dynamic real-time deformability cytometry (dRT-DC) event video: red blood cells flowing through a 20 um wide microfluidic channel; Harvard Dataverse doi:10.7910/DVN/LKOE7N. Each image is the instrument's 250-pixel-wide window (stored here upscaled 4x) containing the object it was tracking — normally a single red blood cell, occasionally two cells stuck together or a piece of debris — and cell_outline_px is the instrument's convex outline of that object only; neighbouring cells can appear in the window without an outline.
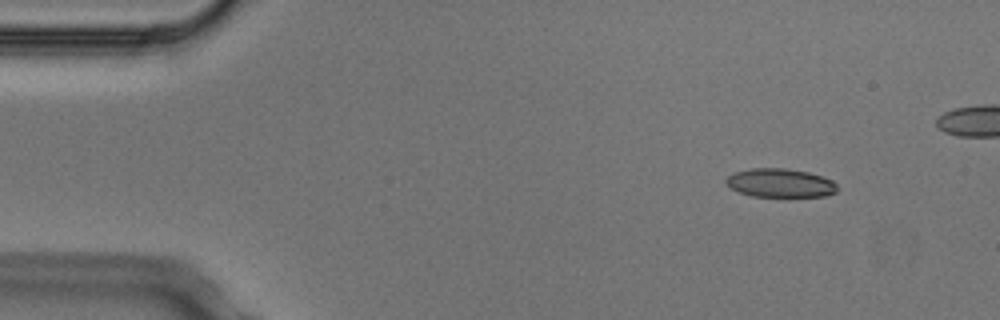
{"species": "Egyptian fruit bat (a non-hibernating species)", "species_latin": "Rousettus aegyptiacus", "temperature_condition": "cold", "stored_images_in_passage": 8, "camera_frame_rate_fps": 3000, "um_per_image_px": 0.085, "animal": {"sex": "male"}, "frame": {"image": 1, "passage_image": 1, "time_ms": 0.0, "image_size_px": [1000, 320], "cell_outline_px": [[836, 192], [824, 196], [752, 196], [740, 192], [732, 188], [724, 180], [728, 176], [736, 172], [752, 168], [784, 168], [808, 172], [832, 180], [836, 184]], "centroid_in_image_um": [66.32, 15.55], "position_along_channel_um": 18.7, "area_um2": 18.26}}
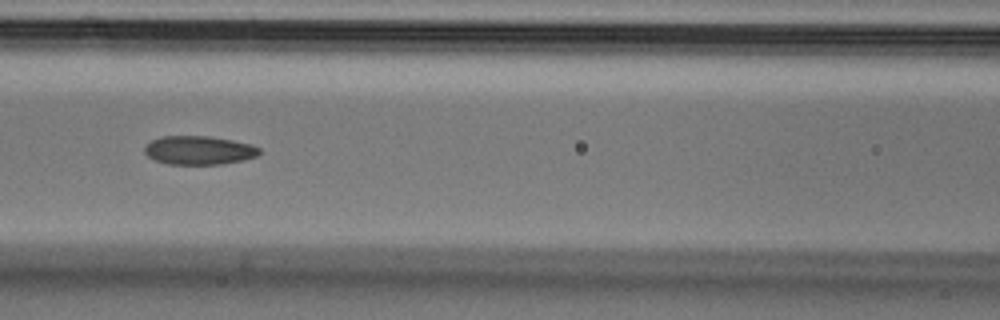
{"frame": {"image": 2, "passage_image": 6, "time_ms": 1.667, "image_size_px": [1000, 320], "cell_outline_px": [[260, 152], [256, 156], [244, 160], [220, 164], [168, 164], [156, 160], [148, 156], [144, 152], [144, 148], [152, 140], [160, 136], [208, 136], [232, 140], [248, 144], [260, 148]], "centroid_in_image_um": [16.89, 12.77], "position_along_channel_um": 149.7, "area_um2": 19.02}}
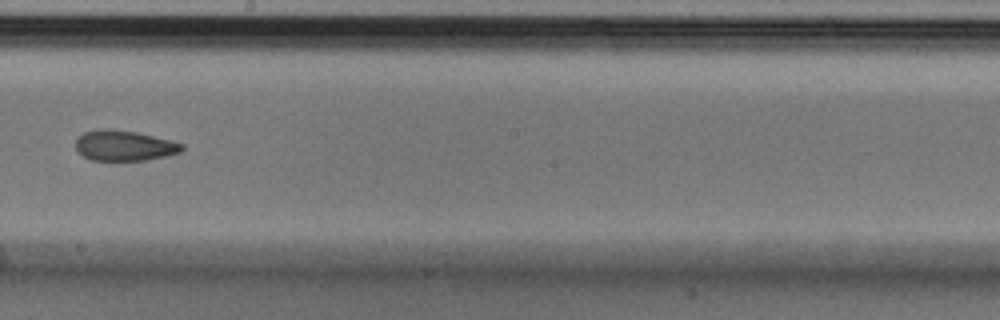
{"frame": {"image": 3, "passage_image": 8, "time_ms": 2.333, "image_size_px": [1000, 320], "cell_outline_px": [[184, 148], [180, 152], [168, 156], [148, 160], [92, 160], [84, 156], [76, 148], [76, 140], [84, 132], [96, 128], [108, 128], [136, 132], [172, 140], [184, 144]], "centroid_in_image_um": [10.59, 12.36], "position_along_channel_um": 237.6, "area_um2": 18.96}}